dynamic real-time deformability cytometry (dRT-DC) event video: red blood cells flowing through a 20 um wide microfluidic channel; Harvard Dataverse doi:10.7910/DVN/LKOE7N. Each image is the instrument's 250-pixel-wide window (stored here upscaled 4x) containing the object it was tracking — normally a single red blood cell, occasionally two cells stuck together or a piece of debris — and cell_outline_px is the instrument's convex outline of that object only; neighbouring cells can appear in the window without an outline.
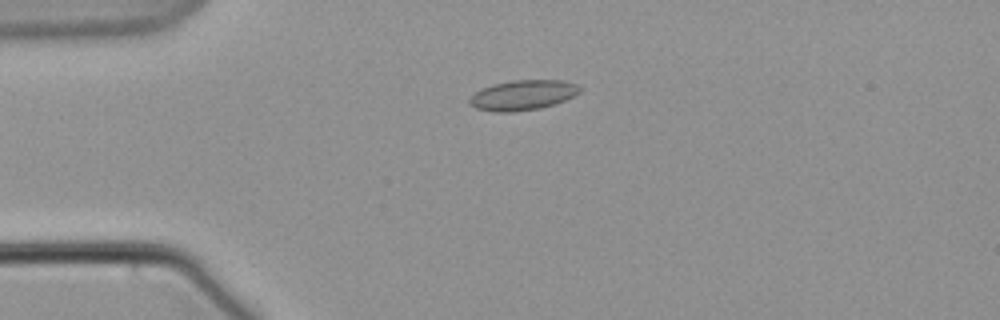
{"species": "common noctule bat (a hibernating species)", "species_latin": "Nyctalus noctula", "temperature_condition": "warm", "stored_images_in_passage": 37, "camera_frame_rate_fps": 3000, "um_per_image_px": 0.085, "animal": {"sex": "male", "body_mass_g": 21.5, "forearm_length_mm": 52.0}, "frame": {"image": 1, "passage_image": 1, "time_ms": 0.0, "image_size_px": [1000, 320], "cell_outline_px": [[580, 92], [564, 100], [540, 108], [512, 112], [496, 112], [476, 108], [468, 104], [468, 100], [476, 92], [492, 84], [512, 80], [564, 80], [576, 84], [580, 88]], "centroid_in_image_um": [44.42, 8.08], "position_along_channel_um": 40.6, "area_um2": 19.13}}
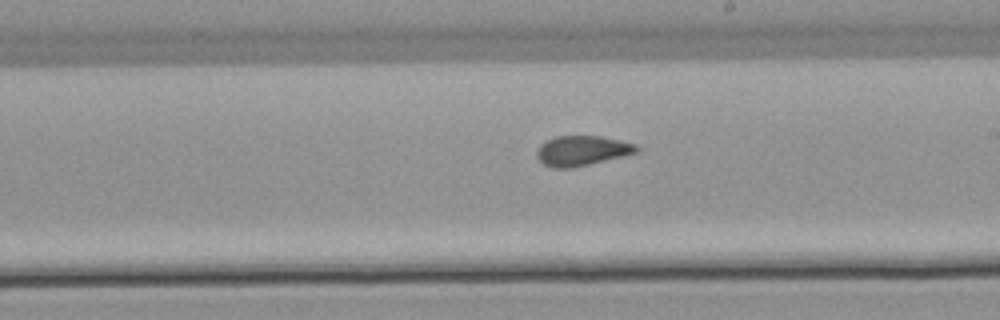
{"frame": {"image": 2, "passage_image": 20, "time_ms": 6.333, "image_size_px": [1000, 320], "cell_outline_px": [[640, 148], [636, 152], [572, 168], [552, 168], [544, 164], [536, 156], [536, 152], [540, 144], [556, 136], [600, 136], [636, 144]], "centroid_in_image_um": [49.42, 12.8], "position_along_channel_um": 239.6, "area_um2": 17.11}}
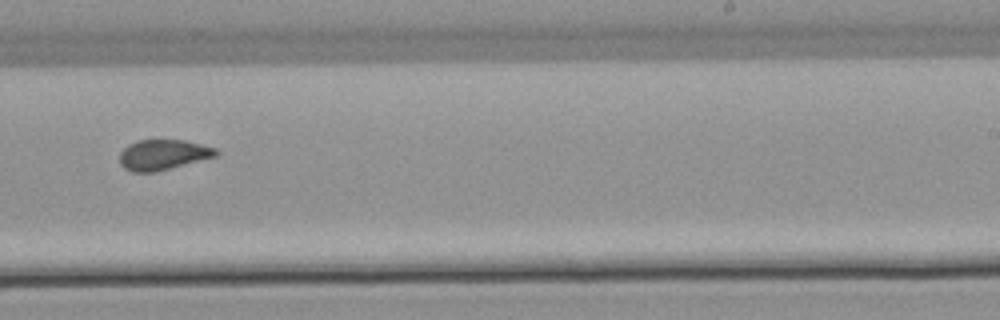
{"frame": {"image": 3, "passage_image": 23, "time_ms": 7.333, "image_size_px": [1000, 320], "cell_outline_px": [[220, 152], [216, 156], [156, 172], [132, 172], [124, 168], [120, 164], [120, 152], [128, 144], [136, 140], [184, 140], [216, 148]], "centroid_in_image_um": [13.84, 13.15], "position_along_channel_um": 275.2, "area_um2": 17.05}}